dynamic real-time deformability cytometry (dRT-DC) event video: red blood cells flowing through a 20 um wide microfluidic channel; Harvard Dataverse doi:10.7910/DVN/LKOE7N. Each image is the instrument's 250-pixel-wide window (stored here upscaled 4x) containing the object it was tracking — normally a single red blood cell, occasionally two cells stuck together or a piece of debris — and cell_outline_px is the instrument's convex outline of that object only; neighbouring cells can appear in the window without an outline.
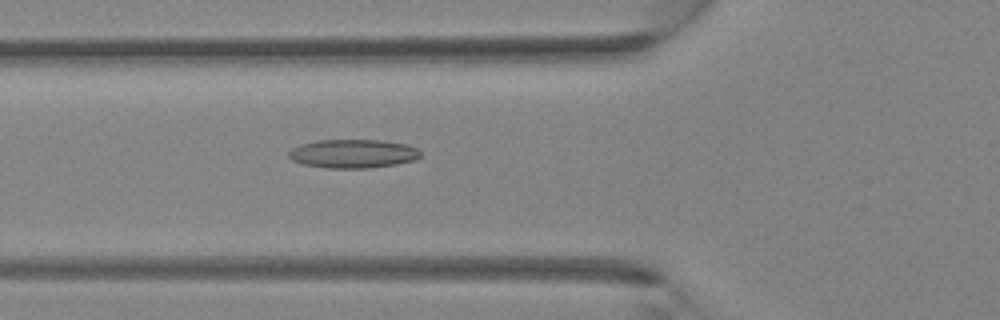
{"species": "Egyptian fruit bat (a non-hibernating species)", "species_latin": "Rousettus aegyptiacus", "temperature_condition": "room temperature", "stored_images_in_passage": 38, "camera_frame_rate_fps": 3000, "um_per_image_px": 0.085, "animal": {"sex": "female"}, "frame": {"image": 1, "passage_image": 14, "time_ms": 4.333, "image_size_px": [1000, 320], "cell_outline_px": [[420, 156], [416, 160], [396, 164], [368, 168], [324, 168], [304, 164], [292, 160], [288, 156], [288, 152], [292, 148], [300, 144], [320, 140], [380, 140], [408, 144], [416, 148], [420, 152]], "centroid_in_image_um": [30.01, 13.06], "position_along_channel_um": 95.8, "area_um2": 22.08}}
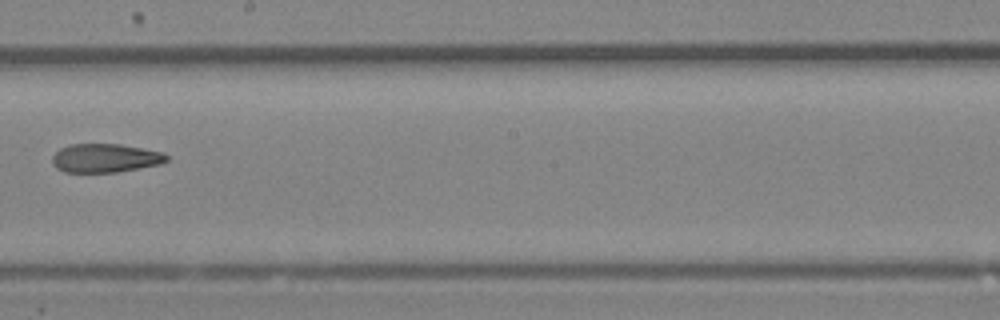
{"frame": {"image": 2, "passage_image": 22, "time_ms": 7.0, "image_size_px": [1000, 320], "cell_outline_px": [[168, 160], [160, 164], [116, 172], [64, 172], [56, 168], [52, 164], [52, 156], [60, 148], [72, 144], [120, 144], [164, 152], [168, 156]], "centroid_in_image_um": [8.93, 13.43], "position_along_channel_um": 239.3, "area_um2": 19.13}}
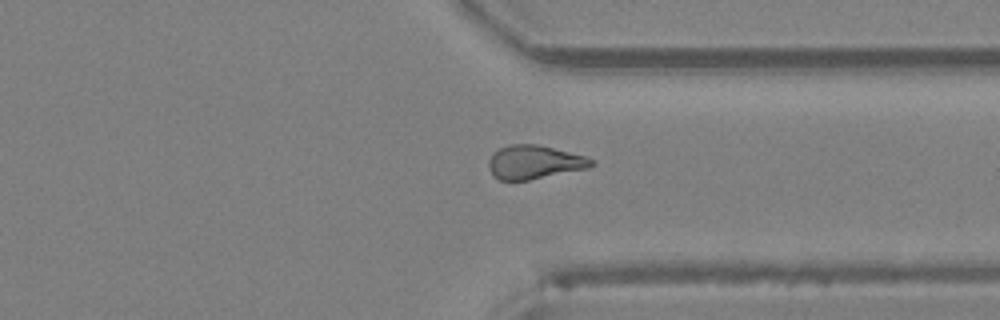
{"frame": {"image": 3, "passage_image": 29, "time_ms": 9.333, "image_size_px": [1000, 320], "cell_outline_px": [[596, 164], [588, 168], [528, 180], [500, 180], [492, 176], [488, 168], [488, 160], [492, 152], [508, 144], [536, 144], [584, 156], [592, 160]], "centroid_in_image_um": [45.35, 13.78], "position_along_channel_um": 366.1, "area_um2": 20.11}}